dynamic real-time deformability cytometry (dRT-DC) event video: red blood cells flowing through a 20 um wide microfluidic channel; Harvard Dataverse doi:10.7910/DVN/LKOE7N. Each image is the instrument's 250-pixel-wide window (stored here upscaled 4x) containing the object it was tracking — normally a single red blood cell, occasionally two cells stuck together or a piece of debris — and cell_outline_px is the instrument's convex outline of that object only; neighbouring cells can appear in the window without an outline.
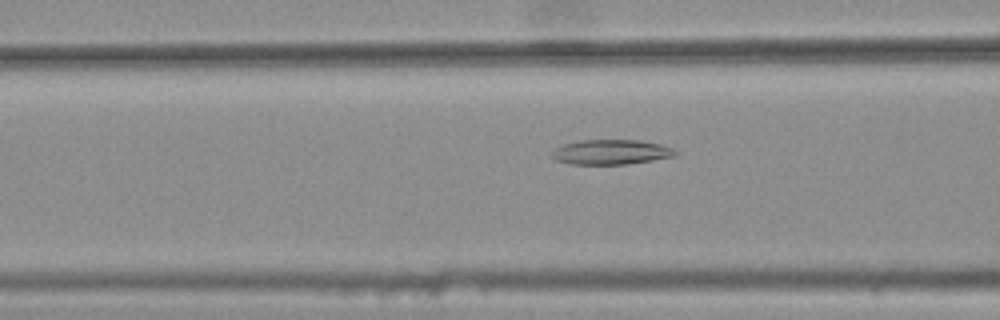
{"species": "common noctule bat (a hibernating species)", "species_latin": "Nyctalus noctula", "temperature_condition": "warm", "stored_images_in_passage": 33, "camera_frame_rate_fps": 3000, "um_per_image_px": 0.085, "animal": {"sex": "female", "body_mass_g": 25.1}, "frame": {"image": 1, "passage_image": 6, "time_ms": 1.667, "image_size_px": [1000, 320], "cell_outline_px": [[676, 156], [628, 164], [572, 164], [556, 160], [552, 156], [552, 152], [556, 148], [564, 144], [580, 140], [640, 140], [660, 144], [672, 148], [676, 152]], "centroid_in_image_um": [51.95, 12.92], "position_along_channel_um": 114.7, "area_um2": 17.74}}
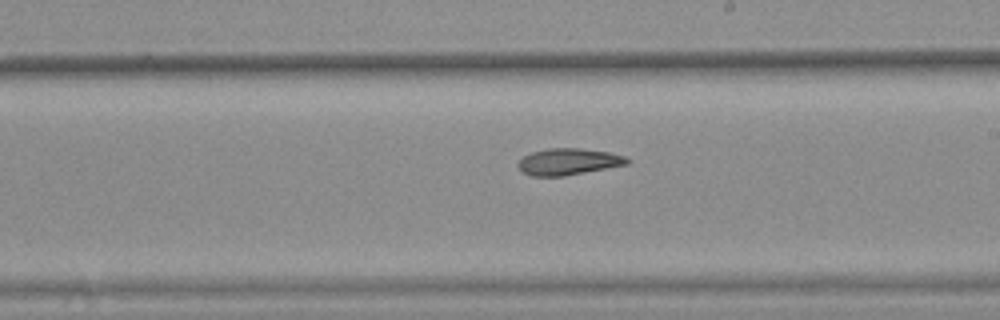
{"frame": {"image": 2, "passage_image": 16, "time_ms": 5.0, "image_size_px": [1000, 320], "cell_outline_px": [[632, 160], [628, 164], [564, 176], [532, 176], [520, 172], [516, 164], [524, 156], [532, 152], [548, 148], [580, 148], [608, 152], [624, 156]], "centroid_in_image_um": [48.29, 13.74], "position_along_channel_um": 240.7, "area_um2": 16.94}}
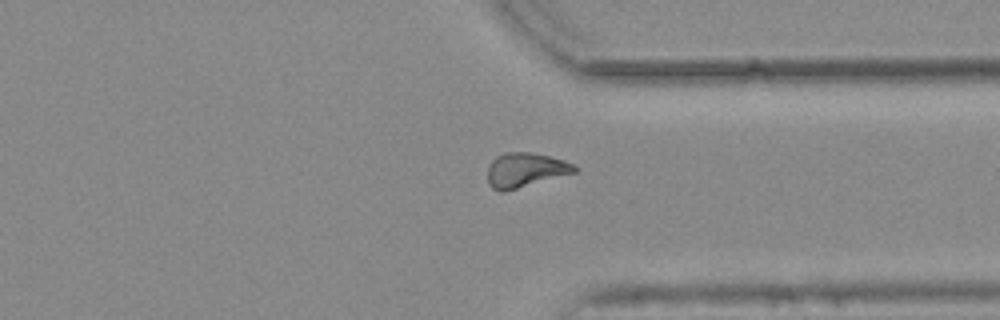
{"frame": {"image": 3, "passage_image": 26, "time_ms": 8.333, "image_size_px": [1000, 320], "cell_outline_px": [[576, 172], [504, 192], [500, 192], [492, 188], [488, 184], [488, 168], [492, 160], [496, 156], [504, 152], [532, 152], [564, 160], [572, 164], [576, 168]], "centroid_in_image_um": [44.61, 14.45], "position_along_channel_um": 366.8, "area_um2": 17.4}, "authors_computed_cell_mechanics": {"area_um2": 16.9932, "velocity_mm_per_s": 3.7893, "shape_relaxation_time_tau1_ms": null, "shape_relaxation_time_tau2_ms": 4.5276, "deformation_change_tau1": null, "deformation_change_tau2": 0.1065}}